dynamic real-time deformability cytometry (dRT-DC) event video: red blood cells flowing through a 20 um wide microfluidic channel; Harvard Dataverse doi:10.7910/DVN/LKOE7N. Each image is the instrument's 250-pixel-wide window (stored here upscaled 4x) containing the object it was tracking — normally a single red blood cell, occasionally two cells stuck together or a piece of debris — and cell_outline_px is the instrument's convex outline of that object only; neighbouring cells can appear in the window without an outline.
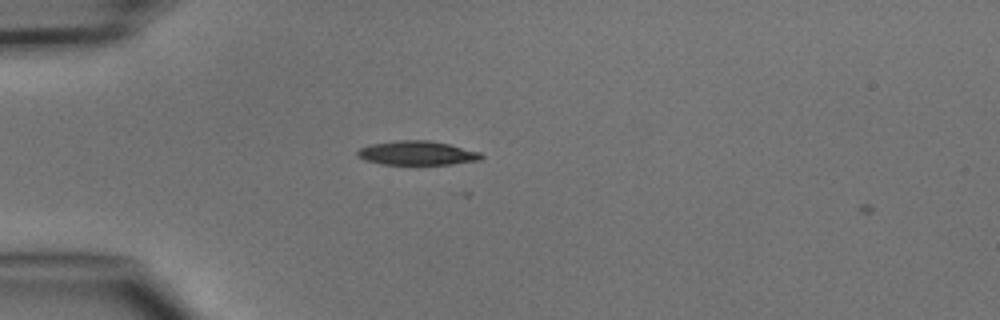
{"species": "common noctule bat (a hibernating species)", "species_latin": "Nyctalus noctula", "temperature_condition": "cold", "stored_images_in_passage": 2, "camera_frame_rate_fps": 3000, "um_per_image_px": 0.085, "animal": {"sex": "male", "body_mass_g": 15.6}, "frame": {"image": 1, "passage_image": 1, "time_ms": 0.0, "image_size_px": [1000, 320], "cell_outline_px": [[484, 156], [480, 160], [452, 164], [384, 164], [364, 160], [356, 156], [356, 152], [360, 148], [368, 144], [396, 140], [428, 140], [448, 144], [480, 152]], "centroid_in_image_um": [35.41, 13.0], "position_along_channel_um": 49.6, "area_um2": 17.4}}